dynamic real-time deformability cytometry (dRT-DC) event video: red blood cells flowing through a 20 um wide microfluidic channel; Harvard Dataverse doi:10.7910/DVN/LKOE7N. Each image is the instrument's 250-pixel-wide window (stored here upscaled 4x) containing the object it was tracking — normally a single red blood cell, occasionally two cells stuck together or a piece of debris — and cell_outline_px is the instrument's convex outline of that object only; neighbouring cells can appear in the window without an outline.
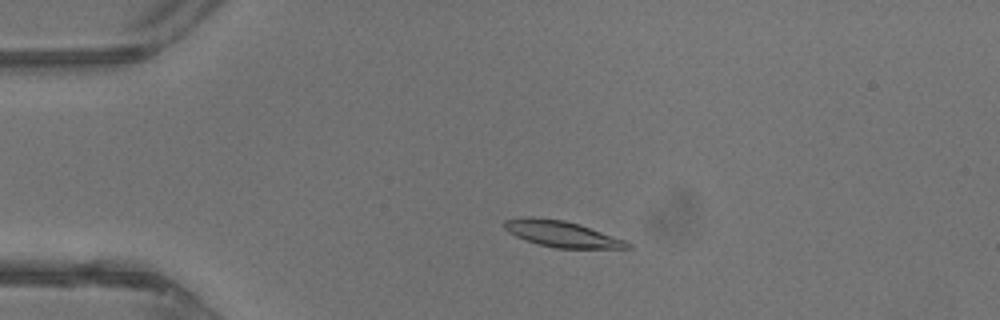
{"species": "common noctule bat (a hibernating species)", "species_latin": "Nyctalus noctula", "temperature_condition": "warm", "stored_images_in_passage": 42, "camera_frame_rate_fps": 3000, "um_per_image_px": 0.085, "animal": {"sex": "male", "body_mass_g": 13.3}, "frame": {"image": 1, "passage_image": 8, "time_ms": 2.333, "image_size_px": [1000, 320], "cell_outline_px": [[632, 248], [556, 248], [524, 240], [508, 232], [504, 228], [504, 220], [520, 216], [532, 216], [564, 220], [580, 224], [624, 240], [632, 244]], "centroid_in_image_um": [47.7, 19.86], "position_along_channel_um": 37.3, "area_um2": 18.79}}
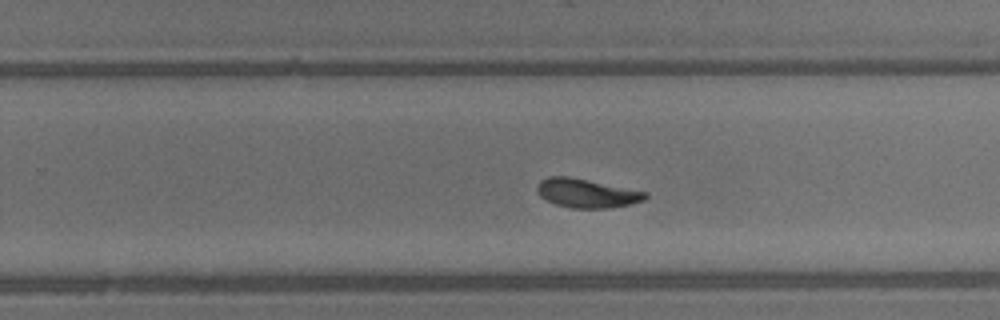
{"frame": {"image": 2, "passage_image": 26, "time_ms": 8.333, "image_size_px": [1000, 320], "cell_outline_px": [[648, 196], [644, 200], [632, 204], [608, 208], [572, 208], [556, 204], [540, 196], [536, 192], [536, 184], [540, 180], [548, 176], [568, 176], [648, 192]], "centroid_in_image_um": [49.85, 16.42], "position_along_channel_um": 279.9, "area_um2": 18.26}}
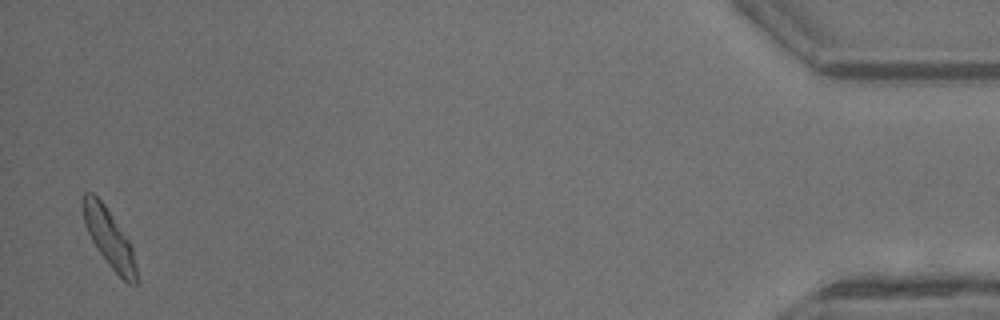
{"frame": {"image": 3, "passage_image": 41, "time_ms": 13.333, "image_size_px": [1000, 320], "cell_outline_px": [[136, 284], [128, 284], [108, 264], [96, 248], [84, 224], [80, 204], [80, 196], [84, 192], [92, 192], [104, 204], [132, 244], [136, 268]], "centroid_in_image_um": [9.23, 20.16], "position_along_channel_um": 426.0, "area_um2": 18.26}, "authors_computed_cell_mechanics": {"area_um2": 18.2648, "velocity_mm_per_s": 4.7294, "shape_relaxation_time_tau1_ms": 2.6636, "shape_relaxation_time_tau2_ms": null, "deformation_change_tau1": 0.1465, "deformation_change_tau2": null}}